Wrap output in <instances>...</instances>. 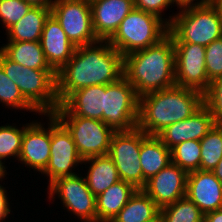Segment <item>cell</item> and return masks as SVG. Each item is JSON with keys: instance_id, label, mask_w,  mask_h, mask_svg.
<instances>
[{"instance_id": "6da1fadb", "label": "cell", "mask_w": 222, "mask_h": 222, "mask_svg": "<svg viewBox=\"0 0 222 222\" xmlns=\"http://www.w3.org/2000/svg\"><path fill=\"white\" fill-rule=\"evenodd\" d=\"M122 76L123 56L108 41L78 46L72 58L57 72L59 103L76 90L108 85Z\"/></svg>"}, {"instance_id": "7a4b0ae2", "label": "cell", "mask_w": 222, "mask_h": 222, "mask_svg": "<svg viewBox=\"0 0 222 222\" xmlns=\"http://www.w3.org/2000/svg\"><path fill=\"white\" fill-rule=\"evenodd\" d=\"M123 76L137 96L175 86V48L167 34L157 44L123 57Z\"/></svg>"}, {"instance_id": "3957f363", "label": "cell", "mask_w": 222, "mask_h": 222, "mask_svg": "<svg viewBox=\"0 0 222 222\" xmlns=\"http://www.w3.org/2000/svg\"><path fill=\"white\" fill-rule=\"evenodd\" d=\"M204 105V93L173 86L139 98L137 127L147 135H157L167 126L187 119Z\"/></svg>"}, {"instance_id": "277c9868", "label": "cell", "mask_w": 222, "mask_h": 222, "mask_svg": "<svg viewBox=\"0 0 222 222\" xmlns=\"http://www.w3.org/2000/svg\"><path fill=\"white\" fill-rule=\"evenodd\" d=\"M0 66L40 115L53 113L60 105L55 70L29 69L8 59L1 51Z\"/></svg>"}, {"instance_id": "5b68a950", "label": "cell", "mask_w": 222, "mask_h": 222, "mask_svg": "<svg viewBox=\"0 0 222 222\" xmlns=\"http://www.w3.org/2000/svg\"><path fill=\"white\" fill-rule=\"evenodd\" d=\"M166 21L173 43H190L208 46L222 37V22L217 10L208 2L182 9Z\"/></svg>"}, {"instance_id": "8992f818", "label": "cell", "mask_w": 222, "mask_h": 222, "mask_svg": "<svg viewBox=\"0 0 222 222\" xmlns=\"http://www.w3.org/2000/svg\"><path fill=\"white\" fill-rule=\"evenodd\" d=\"M166 20L133 8L121 21L117 31L108 40L122 56L157 44L168 34Z\"/></svg>"}, {"instance_id": "52a82bcc", "label": "cell", "mask_w": 222, "mask_h": 222, "mask_svg": "<svg viewBox=\"0 0 222 222\" xmlns=\"http://www.w3.org/2000/svg\"><path fill=\"white\" fill-rule=\"evenodd\" d=\"M139 97L135 88L122 76L106 85L103 122L115 132L130 131L137 127Z\"/></svg>"}, {"instance_id": "ba28073f", "label": "cell", "mask_w": 222, "mask_h": 222, "mask_svg": "<svg viewBox=\"0 0 222 222\" xmlns=\"http://www.w3.org/2000/svg\"><path fill=\"white\" fill-rule=\"evenodd\" d=\"M67 128L79 156L84 160L107 155L115 131L105 122L76 115H55Z\"/></svg>"}, {"instance_id": "9c48e42d", "label": "cell", "mask_w": 222, "mask_h": 222, "mask_svg": "<svg viewBox=\"0 0 222 222\" xmlns=\"http://www.w3.org/2000/svg\"><path fill=\"white\" fill-rule=\"evenodd\" d=\"M51 14L75 46L98 42L92 27V11L88 0H54Z\"/></svg>"}, {"instance_id": "30bf717a", "label": "cell", "mask_w": 222, "mask_h": 222, "mask_svg": "<svg viewBox=\"0 0 222 222\" xmlns=\"http://www.w3.org/2000/svg\"><path fill=\"white\" fill-rule=\"evenodd\" d=\"M141 130L115 132L111 139L108 156L113 160L120 180L143 188V172L140 164Z\"/></svg>"}, {"instance_id": "8fae6325", "label": "cell", "mask_w": 222, "mask_h": 222, "mask_svg": "<svg viewBox=\"0 0 222 222\" xmlns=\"http://www.w3.org/2000/svg\"><path fill=\"white\" fill-rule=\"evenodd\" d=\"M49 199L58 195L63 205L84 222H97L96 197L87 186L85 177H59L48 185Z\"/></svg>"}, {"instance_id": "7c38bea8", "label": "cell", "mask_w": 222, "mask_h": 222, "mask_svg": "<svg viewBox=\"0 0 222 222\" xmlns=\"http://www.w3.org/2000/svg\"><path fill=\"white\" fill-rule=\"evenodd\" d=\"M82 162L70 132L51 113L50 159L42 174L49 176L50 184L59 177L76 175L72 168Z\"/></svg>"}, {"instance_id": "4fadbf2b", "label": "cell", "mask_w": 222, "mask_h": 222, "mask_svg": "<svg viewBox=\"0 0 222 222\" xmlns=\"http://www.w3.org/2000/svg\"><path fill=\"white\" fill-rule=\"evenodd\" d=\"M175 48V85L205 92L210 85L205 65V46L173 43Z\"/></svg>"}, {"instance_id": "5bb4252c", "label": "cell", "mask_w": 222, "mask_h": 222, "mask_svg": "<svg viewBox=\"0 0 222 222\" xmlns=\"http://www.w3.org/2000/svg\"><path fill=\"white\" fill-rule=\"evenodd\" d=\"M186 182L187 173L171 162L147 180L142 190L162 208L185 197Z\"/></svg>"}, {"instance_id": "9a60e30c", "label": "cell", "mask_w": 222, "mask_h": 222, "mask_svg": "<svg viewBox=\"0 0 222 222\" xmlns=\"http://www.w3.org/2000/svg\"><path fill=\"white\" fill-rule=\"evenodd\" d=\"M50 122L44 128L39 122L28 123L23 133L18 161L30 168L43 172L50 159L51 148V113L47 115Z\"/></svg>"}, {"instance_id": "2e32d148", "label": "cell", "mask_w": 222, "mask_h": 222, "mask_svg": "<svg viewBox=\"0 0 222 222\" xmlns=\"http://www.w3.org/2000/svg\"><path fill=\"white\" fill-rule=\"evenodd\" d=\"M215 124L209 109L203 105L192 116L167 126L156 136L171 150L184 141H200Z\"/></svg>"}, {"instance_id": "e0dca14e", "label": "cell", "mask_w": 222, "mask_h": 222, "mask_svg": "<svg viewBox=\"0 0 222 222\" xmlns=\"http://www.w3.org/2000/svg\"><path fill=\"white\" fill-rule=\"evenodd\" d=\"M205 215L222 208V183L212 171L187 174L186 195Z\"/></svg>"}, {"instance_id": "ac0fdd59", "label": "cell", "mask_w": 222, "mask_h": 222, "mask_svg": "<svg viewBox=\"0 0 222 222\" xmlns=\"http://www.w3.org/2000/svg\"><path fill=\"white\" fill-rule=\"evenodd\" d=\"M90 5L93 31L98 40L108 41L133 10L134 0H93Z\"/></svg>"}, {"instance_id": "d6986e66", "label": "cell", "mask_w": 222, "mask_h": 222, "mask_svg": "<svg viewBox=\"0 0 222 222\" xmlns=\"http://www.w3.org/2000/svg\"><path fill=\"white\" fill-rule=\"evenodd\" d=\"M106 85H94L72 92L53 112L103 121Z\"/></svg>"}, {"instance_id": "ffe728a7", "label": "cell", "mask_w": 222, "mask_h": 222, "mask_svg": "<svg viewBox=\"0 0 222 222\" xmlns=\"http://www.w3.org/2000/svg\"><path fill=\"white\" fill-rule=\"evenodd\" d=\"M40 43L47 62L56 72L72 58L77 47L52 14L45 21Z\"/></svg>"}, {"instance_id": "44dd1931", "label": "cell", "mask_w": 222, "mask_h": 222, "mask_svg": "<svg viewBox=\"0 0 222 222\" xmlns=\"http://www.w3.org/2000/svg\"><path fill=\"white\" fill-rule=\"evenodd\" d=\"M171 163V150L156 135H147L141 130L140 164L143 172V187L146 181Z\"/></svg>"}, {"instance_id": "7402d4cb", "label": "cell", "mask_w": 222, "mask_h": 222, "mask_svg": "<svg viewBox=\"0 0 222 222\" xmlns=\"http://www.w3.org/2000/svg\"><path fill=\"white\" fill-rule=\"evenodd\" d=\"M138 189L120 180L96 196L97 222H112Z\"/></svg>"}, {"instance_id": "603a6c76", "label": "cell", "mask_w": 222, "mask_h": 222, "mask_svg": "<svg viewBox=\"0 0 222 222\" xmlns=\"http://www.w3.org/2000/svg\"><path fill=\"white\" fill-rule=\"evenodd\" d=\"M0 51L8 59L29 69L54 70L46 60L40 41H8Z\"/></svg>"}, {"instance_id": "cb8c5ba5", "label": "cell", "mask_w": 222, "mask_h": 222, "mask_svg": "<svg viewBox=\"0 0 222 222\" xmlns=\"http://www.w3.org/2000/svg\"><path fill=\"white\" fill-rule=\"evenodd\" d=\"M87 162L90 166L85 180L95 197L120 181L118 170L108 155L86 158L82 163Z\"/></svg>"}, {"instance_id": "d4e9b609", "label": "cell", "mask_w": 222, "mask_h": 222, "mask_svg": "<svg viewBox=\"0 0 222 222\" xmlns=\"http://www.w3.org/2000/svg\"><path fill=\"white\" fill-rule=\"evenodd\" d=\"M51 8L32 6L26 15L7 31L8 41H40Z\"/></svg>"}, {"instance_id": "484cf974", "label": "cell", "mask_w": 222, "mask_h": 222, "mask_svg": "<svg viewBox=\"0 0 222 222\" xmlns=\"http://www.w3.org/2000/svg\"><path fill=\"white\" fill-rule=\"evenodd\" d=\"M160 214V207L138 189L112 222H148Z\"/></svg>"}, {"instance_id": "4316f807", "label": "cell", "mask_w": 222, "mask_h": 222, "mask_svg": "<svg viewBox=\"0 0 222 222\" xmlns=\"http://www.w3.org/2000/svg\"><path fill=\"white\" fill-rule=\"evenodd\" d=\"M163 222H204V214L186 196L160 208Z\"/></svg>"}, {"instance_id": "83f0119b", "label": "cell", "mask_w": 222, "mask_h": 222, "mask_svg": "<svg viewBox=\"0 0 222 222\" xmlns=\"http://www.w3.org/2000/svg\"><path fill=\"white\" fill-rule=\"evenodd\" d=\"M200 170L212 171L222 158V125L215 126L200 140Z\"/></svg>"}, {"instance_id": "f1b7e54d", "label": "cell", "mask_w": 222, "mask_h": 222, "mask_svg": "<svg viewBox=\"0 0 222 222\" xmlns=\"http://www.w3.org/2000/svg\"><path fill=\"white\" fill-rule=\"evenodd\" d=\"M171 162L182 168L187 174L200 170V141L189 140L174 146L171 149Z\"/></svg>"}, {"instance_id": "f546056e", "label": "cell", "mask_w": 222, "mask_h": 222, "mask_svg": "<svg viewBox=\"0 0 222 222\" xmlns=\"http://www.w3.org/2000/svg\"><path fill=\"white\" fill-rule=\"evenodd\" d=\"M0 102L5 106L23 109L30 112L38 111L23 97L18 86L3 71L0 66Z\"/></svg>"}, {"instance_id": "4dcf8cb0", "label": "cell", "mask_w": 222, "mask_h": 222, "mask_svg": "<svg viewBox=\"0 0 222 222\" xmlns=\"http://www.w3.org/2000/svg\"><path fill=\"white\" fill-rule=\"evenodd\" d=\"M22 129L16 126L6 125L0 126V160H5L11 156L19 158L23 133L25 126Z\"/></svg>"}, {"instance_id": "1f68e13d", "label": "cell", "mask_w": 222, "mask_h": 222, "mask_svg": "<svg viewBox=\"0 0 222 222\" xmlns=\"http://www.w3.org/2000/svg\"><path fill=\"white\" fill-rule=\"evenodd\" d=\"M31 7L24 0H0V20L6 31L26 15Z\"/></svg>"}, {"instance_id": "d6a6232c", "label": "cell", "mask_w": 222, "mask_h": 222, "mask_svg": "<svg viewBox=\"0 0 222 222\" xmlns=\"http://www.w3.org/2000/svg\"><path fill=\"white\" fill-rule=\"evenodd\" d=\"M204 105L209 109L216 124L222 125V76L210 82L204 92Z\"/></svg>"}, {"instance_id": "836d02e7", "label": "cell", "mask_w": 222, "mask_h": 222, "mask_svg": "<svg viewBox=\"0 0 222 222\" xmlns=\"http://www.w3.org/2000/svg\"><path fill=\"white\" fill-rule=\"evenodd\" d=\"M207 78L211 82L222 76V37L205 47Z\"/></svg>"}, {"instance_id": "e575fe53", "label": "cell", "mask_w": 222, "mask_h": 222, "mask_svg": "<svg viewBox=\"0 0 222 222\" xmlns=\"http://www.w3.org/2000/svg\"><path fill=\"white\" fill-rule=\"evenodd\" d=\"M172 4V0H134V8L154 14L163 20L162 11Z\"/></svg>"}, {"instance_id": "d590c367", "label": "cell", "mask_w": 222, "mask_h": 222, "mask_svg": "<svg viewBox=\"0 0 222 222\" xmlns=\"http://www.w3.org/2000/svg\"><path fill=\"white\" fill-rule=\"evenodd\" d=\"M9 201L5 191V188L0 185V222L5 220L7 215L10 214Z\"/></svg>"}, {"instance_id": "8d00e7d4", "label": "cell", "mask_w": 222, "mask_h": 222, "mask_svg": "<svg viewBox=\"0 0 222 222\" xmlns=\"http://www.w3.org/2000/svg\"><path fill=\"white\" fill-rule=\"evenodd\" d=\"M195 0H172L173 4L175 2V4L179 7L180 10L182 9H186V8H190V7H195L198 5H203L206 4L208 2H210V0H201V1H197L194 3Z\"/></svg>"}, {"instance_id": "74e56055", "label": "cell", "mask_w": 222, "mask_h": 222, "mask_svg": "<svg viewBox=\"0 0 222 222\" xmlns=\"http://www.w3.org/2000/svg\"><path fill=\"white\" fill-rule=\"evenodd\" d=\"M204 222H222V208L205 214Z\"/></svg>"}, {"instance_id": "f35d334b", "label": "cell", "mask_w": 222, "mask_h": 222, "mask_svg": "<svg viewBox=\"0 0 222 222\" xmlns=\"http://www.w3.org/2000/svg\"><path fill=\"white\" fill-rule=\"evenodd\" d=\"M24 1L30 3L32 6H41L47 8H52V5L54 3L53 0H24Z\"/></svg>"}, {"instance_id": "ab89813d", "label": "cell", "mask_w": 222, "mask_h": 222, "mask_svg": "<svg viewBox=\"0 0 222 222\" xmlns=\"http://www.w3.org/2000/svg\"><path fill=\"white\" fill-rule=\"evenodd\" d=\"M211 4L215 7L222 22V0H210Z\"/></svg>"}, {"instance_id": "60d3db41", "label": "cell", "mask_w": 222, "mask_h": 222, "mask_svg": "<svg viewBox=\"0 0 222 222\" xmlns=\"http://www.w3.org/2000/svg\"><path fill=\"white\" fill-rule=\"evenodd\" d=\"M215 176L221 181L222 183V158L216 165V167L212 170Z\"/></svg>"}, {"instance_id": "b9f144b4", "label": "cell", "mask_w": 222, "mask_h": 222, "mask_svg": "<svg viewBox=\"0 0 222 222\" xmlns=\"http://www.w3.org/2000/svg\"><path fill=\"white\" fill-rule=\"evenodd\" d=\"M4 163L0 160V180L2 181V178L5 177L6 175V168L5 166L3 165Z\"/></svg>"}, {"instance_id": "7bdbcfd3", "label": "cell", "mask_w": 222, "mask_h": 222, "mask_svg": "<svg viewBox=\"0 0 222 222\" xmlns=\"http://www.w3.org/2000/svg\"><path fill=\"white\" fill-rule=\"evenodd\" d=\"M148 222H163L161 215L159 214L155 219L148 221Z\"/></svg>"}]
</instances>
